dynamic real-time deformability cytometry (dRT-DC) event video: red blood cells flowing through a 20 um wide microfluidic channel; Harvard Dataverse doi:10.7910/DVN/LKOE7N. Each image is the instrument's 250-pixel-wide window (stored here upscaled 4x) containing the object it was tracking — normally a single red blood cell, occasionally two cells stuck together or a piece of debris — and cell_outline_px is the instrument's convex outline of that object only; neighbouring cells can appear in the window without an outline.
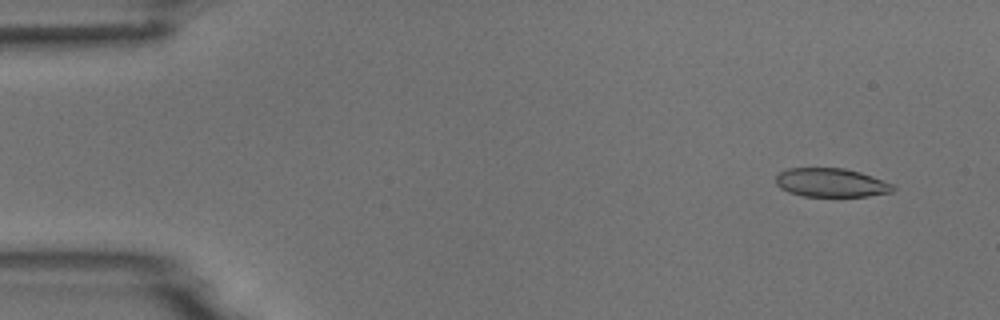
{"species": "common noctule bat (a hibernating species)", "species_latin": "Nyctalus noctula", "temperature_condition": "room temperature", "stored_images_in_passage": 4, "camera_frame_rate_fps": 3000, "um_per_image_px": 0.085, "animal": {"sex": "male", "body_mass_g": 18.8}, "frame": {"image": 1, "passage_image": 2, "time_ms": 1.0, "image_size_px": [1000, 320], "cell_outline_px": [[896, 188], [892, 192], [868, 196], [804, 196], [788, 192], [780, 188], [776, 184], [776, 176], [780, 172], [788, 168], [844, 168], [860, 172], [872, 176], [892, 184]], "centroid_in_image_um": [70.64, 15.52], "position_along_channel_um": 14.4, "area_um2": 19.59}}